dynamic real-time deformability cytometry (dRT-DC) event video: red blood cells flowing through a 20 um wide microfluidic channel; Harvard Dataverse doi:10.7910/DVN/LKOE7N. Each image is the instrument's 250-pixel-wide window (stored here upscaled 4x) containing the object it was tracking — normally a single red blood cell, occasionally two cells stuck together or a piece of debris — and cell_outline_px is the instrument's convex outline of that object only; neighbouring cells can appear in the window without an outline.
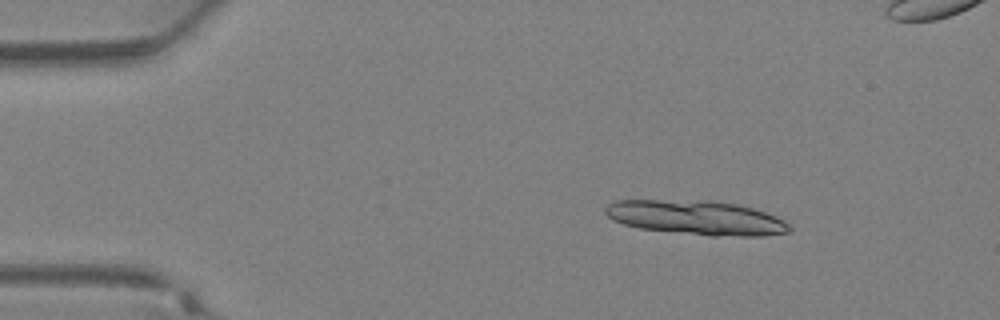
{"species": "Egyptian fruit bat (a non-hibernating species)", "species_latin": "Rousettus aegyptiacus", "temperature_condition": "warm", "stored_images_in_passage": 15, "camera_frame_rate_fps": 3000, "um_per_image_px": 0.085, "animal": {"sex": "female"}, "frame": {"image": 1, "passage_image": 5, "time_ms": 1.333, "image_size_px": [1000, 320], "cell_outline_px": [[792, 228], [788, 232], [764, 236], [712, 236], [640, 228], [624, 224], [612, 220], [604, 212], [604, 208], [608, 204], [616, 200], [708, 200], [736, 204], [752, 208], [776, 216], [784, 220]], "centroid_in_image_um": [59.18, 18.5], "position_along_channel_um": 25.8, "area_um2": 36.88}}